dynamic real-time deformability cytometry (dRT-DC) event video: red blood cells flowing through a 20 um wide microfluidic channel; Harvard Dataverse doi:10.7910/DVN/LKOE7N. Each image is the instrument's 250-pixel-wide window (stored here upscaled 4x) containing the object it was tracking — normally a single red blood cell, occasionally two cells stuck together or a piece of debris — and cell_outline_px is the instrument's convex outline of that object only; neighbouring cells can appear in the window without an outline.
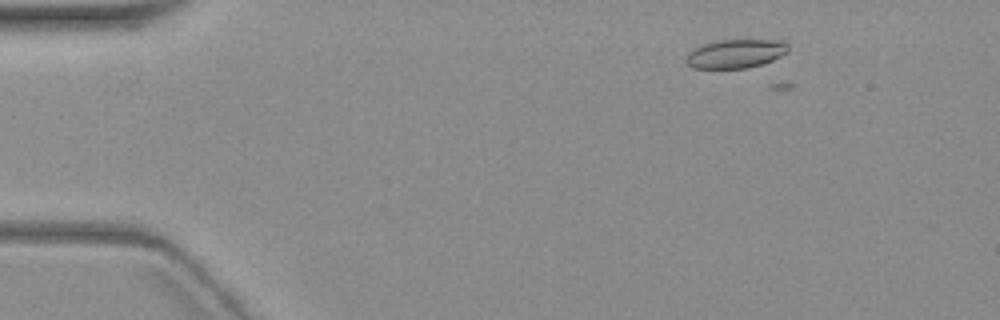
{"species": "common noctule bat (a hibernating species)", "species_latin": "Nyctalus noctula", "temperature_condition": "warm", "stored_images_in_passage": 7, "camera_frame_rate_fps": 3000, "um_per_image_px": 0.085, "animal": {"sex": "female", "body_mass_g": 19.3, "forearm_length_mm": 54.1}, "frame": {"image": 1, "passage_image": 3, "time_ms": 2.333, "image_size_px": [1000, 320], "cell_outline_px": [[788, 52], [764, 64], [744, 68], [692, 68], [684, 60], [688, 52], [704, 44], [716, 40], [780, 40], [788, 44]], "centroid_in_image_um": [62.52, 4.56], "position_along_channel_um": 22.5, "area_um2": 17.11}}